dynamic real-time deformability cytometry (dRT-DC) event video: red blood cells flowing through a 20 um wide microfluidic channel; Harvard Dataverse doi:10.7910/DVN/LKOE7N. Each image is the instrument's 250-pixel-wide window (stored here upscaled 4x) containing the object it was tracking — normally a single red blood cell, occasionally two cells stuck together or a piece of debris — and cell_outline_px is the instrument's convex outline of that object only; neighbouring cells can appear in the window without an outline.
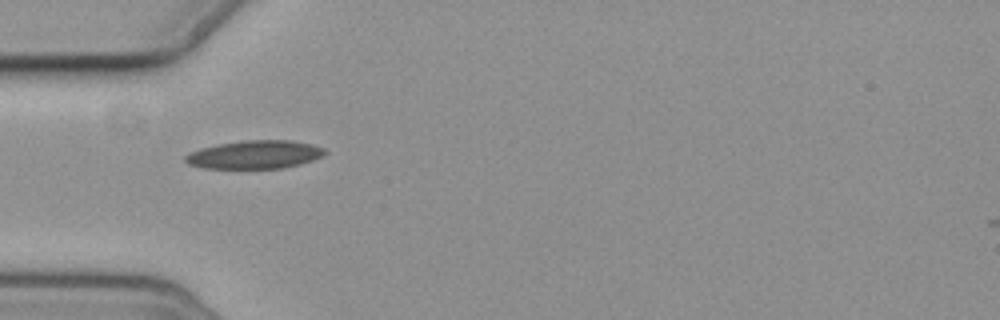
{"species": "common noctule bat (a hibernating species)", "species_latin": "Nyctalus noctula", "temperature_condition": "cold", "stored_images_in_passage": 4, "camera_frame_rate_fps": 3000, "um_per_image_px": 0.085, "animal": {"sex": "female", "body_mass_g": 19.3, "forearm_length_mm": 54.1}, "frame": {"image": 1, "passage_image": 1, "time_ms": 0.0, "image_size_px": [1000, 320], "cell_outline_px": [[328, 152], [324, 156], [300, 164], [284, 168], [204, 168], [188, 164], [184, 160], [184, 156], [188, 152], [200, 148], [220, 144], [244, 140], [292, 140], [312, 144], [324, 148]], "centroid_in_image_um": [21.67, 13.14], "position_along_channel_um": 63.3, "area_um2": 23.12}}
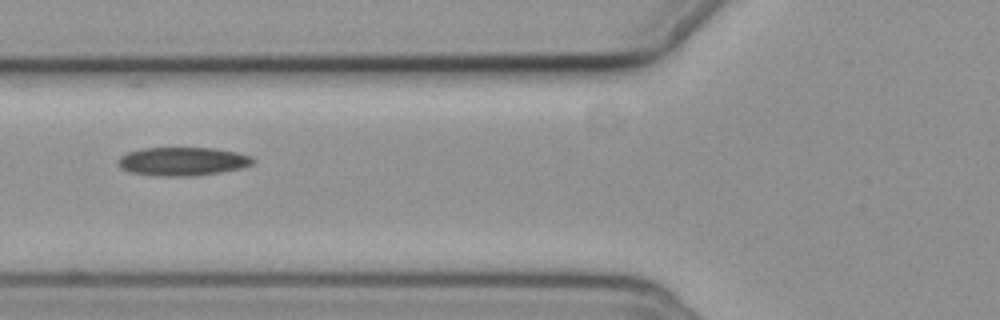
{"frame": {"image": 2, "passage_image": 2, "time_ms": 1.333, "image_size_px": [1000, 320], "cell_outline_px": [[256, 160], [252, 164], [244, 168], [220, 172], [192, 176], [160, 176], [132, 172], [120, 168], [116, 160], [120, 156], [128, 152], [144, 148], [212, 148], [236, 152], [252, 156]], "centroid_in_image_um": [15.54, 13.72], "position_along_channel_um": 110.3, "area_um2": 22.43}}
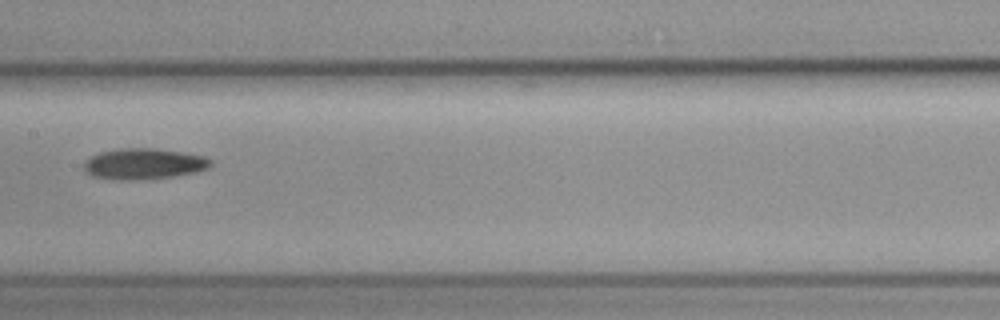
{"frame": {"image": 3, "passage_image": 4, "time_ms": 3.667, "image_size_px": [1000, 320], "cell_outline_px": [[212, 164], [208, 168], [192, 172], [172, 176], [144, 180], [112, 180], [92, 176], [84, 168], [84, 164], [92, 156], [100, 152], [120, 148], [156, 148], [204, 156], [212, 160]], "centroid_in_image_um": [12.21, 13.93], "position_along_channel_um": 195.2, "area_um2": 22.72}}